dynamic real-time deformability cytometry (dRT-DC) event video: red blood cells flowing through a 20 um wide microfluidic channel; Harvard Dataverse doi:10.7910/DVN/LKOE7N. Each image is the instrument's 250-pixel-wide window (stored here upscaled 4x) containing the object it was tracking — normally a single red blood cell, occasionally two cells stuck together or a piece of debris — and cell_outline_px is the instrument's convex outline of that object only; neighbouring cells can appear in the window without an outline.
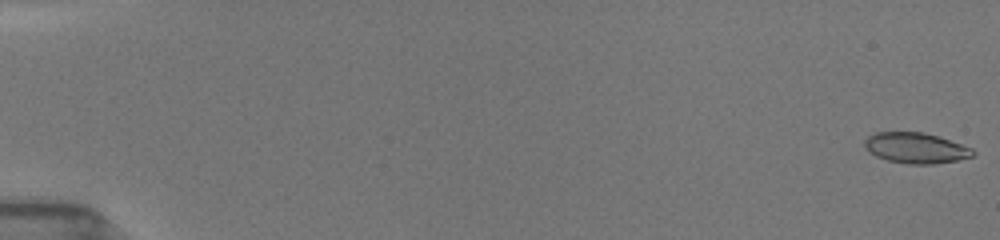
{"species": "common noctule bat (a hibernating species)", "species_latin": "Nyctalus noctula", "temperature_condition": "room temperature", "stored_images_in_passage": 44, "camera_frame_rate_fps": 3000, "um_per_image_px": 0.085, "animal": {"sex": "female", "body_mass_g": 19.5, "forearm_length_mm": 54.1}, "frame": {"image": 1, "passage_image": 1, "time_ms": 0.0, "image_size_px": [1000, 240], "cell_outline_px": [[976, 152], [972, 156], [956, 160], [932, 164], [908, 164], [888, 160], [876, 156], [864, 144], [864, 140], [868, 136], [876, 132], [924, 132], [972, 148]], "centroid_in_image_um": [77.84, 12.57], "position_along_channel_um": 7.2, "area_um2": 18.96}}
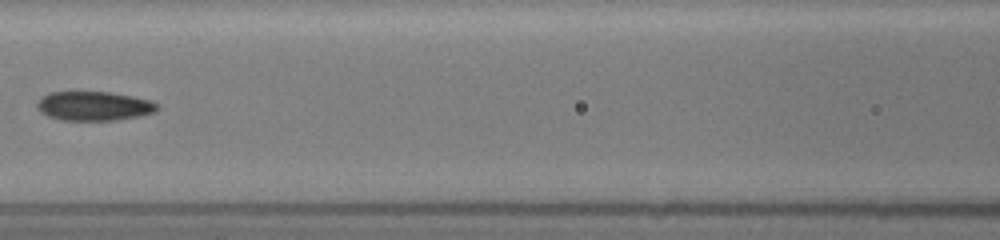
{"frame": {"image": 2, "passage_image": 20, "time_ms": 8.333, "image_size_px": [1000, 240], "cell_outline_px": [[160, 108], [156, 112], [140, 116], [116, 120], [64, 120], [48, 116], [40, 112], [36, 108], [36, 104], [48, 92], [112, 92], [152, 100]], "centroid_in_image_um": [8.02, 9.01], "position_along_channel_um": 158.6, "area_um2": 20.52}}
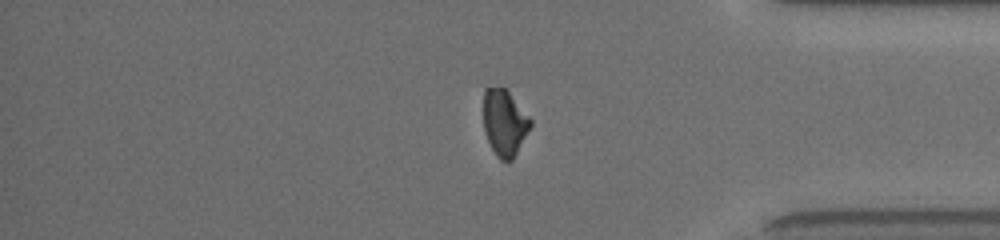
{"frame": {"image": 3, "passage_image": 44, "time_ms": 14.667, "image_size_px": [1000, 240], "cell_outline_px": [[532, 124], [512, 160], [500, 160], [496, 156], [488, 140], [484, 128], [484, 88], [504, 88], [508, 92], [532, 120]], "centroid_in_image_um": [42.88, 10.44], "position_along_channel_um": 392.3, "area_um2": 17.69}, "authors_computed_cell_mechanics": {"area_um2": 20.1722, "velocity_mm_per_s": 3.9449, "shape_relaxation_time_tau1_ms": null, "shape_relaxation_time_tau2_ms": 6.4172, "deformation_change_tau1": null, "deformation_change_tau2": 0.112}}